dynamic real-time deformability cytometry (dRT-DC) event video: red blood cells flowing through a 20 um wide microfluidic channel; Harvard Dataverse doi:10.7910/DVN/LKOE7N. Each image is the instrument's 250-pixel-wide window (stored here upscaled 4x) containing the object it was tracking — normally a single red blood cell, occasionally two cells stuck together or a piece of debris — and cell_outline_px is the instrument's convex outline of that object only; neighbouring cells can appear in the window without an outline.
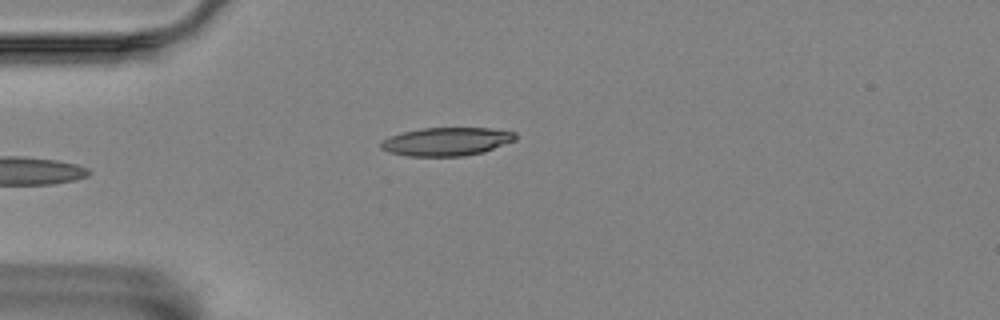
{"species": "Egyptian fruit bat (a non-hibernating species)", "species_latin": "Rousettus aegyptiacus", "temperature_condition": "room temperature", "stored_images_in_passage": 32, "camera_frame_rate_fps": 3000, "um_per_image_px": 0.085, "animal": {"sex": "female"}, "frame": {"image": 1, "passage_image": 1, "time_ms": 0.0, "image_size_px": [1000, 320], "cell_outline_px": [[516, 140], [484, 152], [464, 156], [408, 156], [388, 152], [380, 148], [380, 144], [384, 140], [392, 136], [404, 132], [424, 128], [488, 128], [516, 132]], "centroid_in_image_um": [37.99, 12.04], "position_along_channel_um": 47.0, "area_um2": 22.08}}
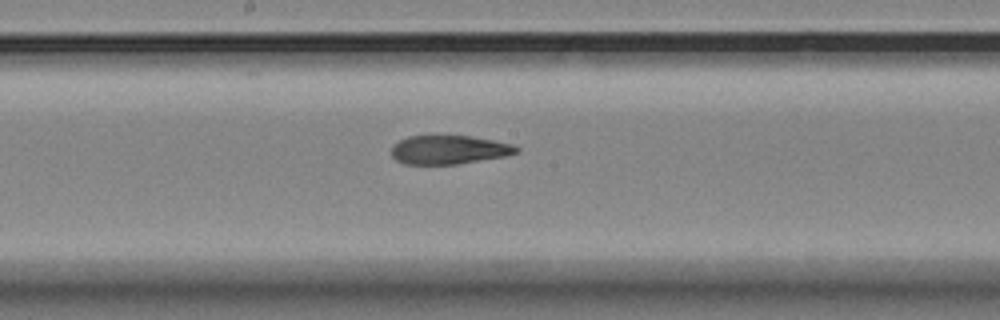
{"frame": {"image": 2, "passage_image": 16, "time_ms": 5.0, "image_size_px": [1000, 320], "cell_outline_px": [[520, 152], [508, 156], [456, 164], [404, 164], [396, 160], [392, 156], [392, 148], [400, 140], [408, 136], [468, 136], [492, 140], [512, 144], [520, 148]], "centroid_in_image_um": [38.2, 12.74], "position_along_channel_um": 210.0, "area_um2": 20.87}}
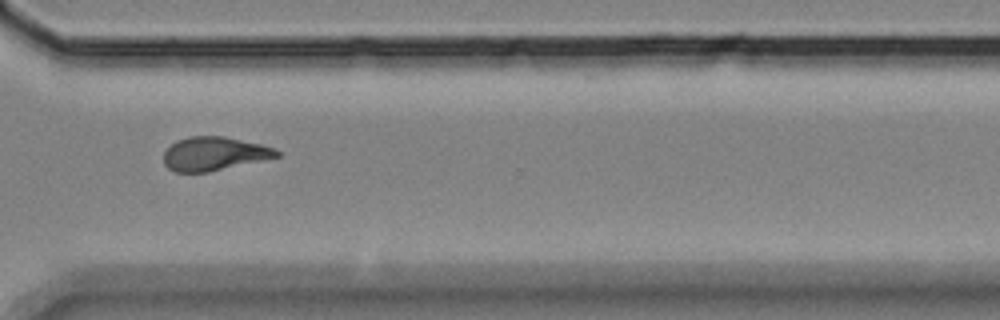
{"frame": {"image": 3, "passage_image": 28, "time_ms": 9.0, "image_size_px": [1000, 320], "cell_outline_px": [[280, 156], [208, 172], [176, 172], [168, 168], [164, 164], [164, 152], [176, 140], [188, 136], [224, 136], [260, 144], [276, 148], [280, 152]], "centroid_in_image_um": [18.19, 13.06], "position_along_channel_um": 352.4, "area_um2": 22.08}, "authors_computed_cell_mechanics": {"area_um2": 21.9062, "velocity_mm_per_s": 3.5629, "shape_relaxation_time_tau1_ms": null, "shape_relaxation_time_tau2_ms": 3.9682, "deformation_change_tau1": null, "deformation_change_tau2": 0.1379}}